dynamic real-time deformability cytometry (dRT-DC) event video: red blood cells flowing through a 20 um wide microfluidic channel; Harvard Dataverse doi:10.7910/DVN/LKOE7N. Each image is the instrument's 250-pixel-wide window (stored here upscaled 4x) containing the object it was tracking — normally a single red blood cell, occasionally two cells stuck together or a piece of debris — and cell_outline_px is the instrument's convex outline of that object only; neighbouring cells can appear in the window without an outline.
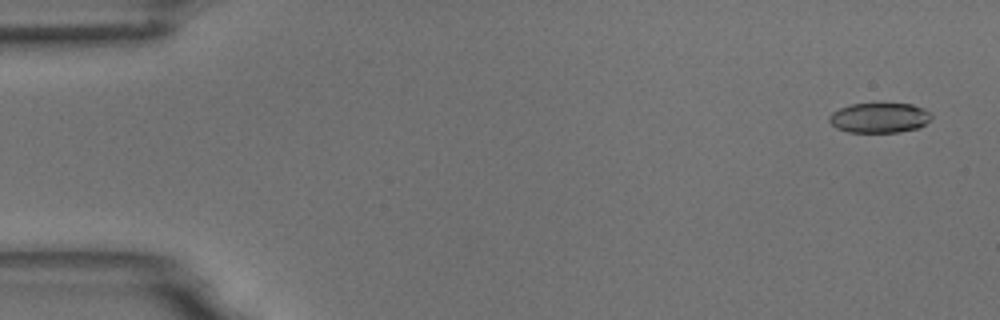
{"species": "common noctule bat (a hibernating species)", "species_latin": "Nyctalus noctula", "temperature_condition": "room temperature", "stored_images_in_passage": 55, "camera_frame_rate_fps": 3000, "um_per_image_px": 0.085, "animal": {"sex": "male", "body_mass_g": 18.8}, "frame": {"image": 1, "passage_image": 3, "time_ms": 0.667, "image_size_px": [1000, 320], "cell_outline_px": [[932, 116], [920, 128], [900, 132], [848, 132], [836, 128], [828, 120], [828, 116], [832, 112], [848, 104], [912, 104], [924, 108]], "centroid_in_image_um": [74.72, 10.02], "position_along_channel_um": 10.3, "area_um2": 17.86}}
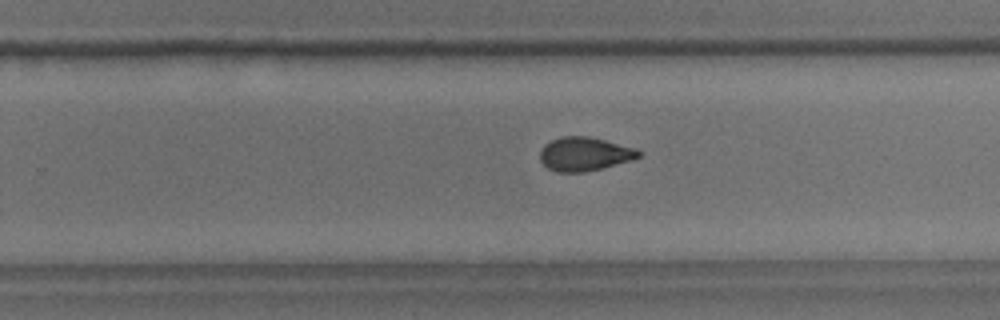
{"frame": {"image": 2, "passage_image": 35, "time_ms": 11.333, "image_size_px": [1000, 320], "cell_outline_px": [[640, 156], [632, 160], [584, 172], [556, 172], [548, 168], [540, 160], [540, 152], [544, 144], [560, 136], [588, 136], [636, 148], [640, 152]], "centroid_in_image_um": [49.66, 13.08], "position_along_channel_um": 280.1, "area_um2": 19.25}}
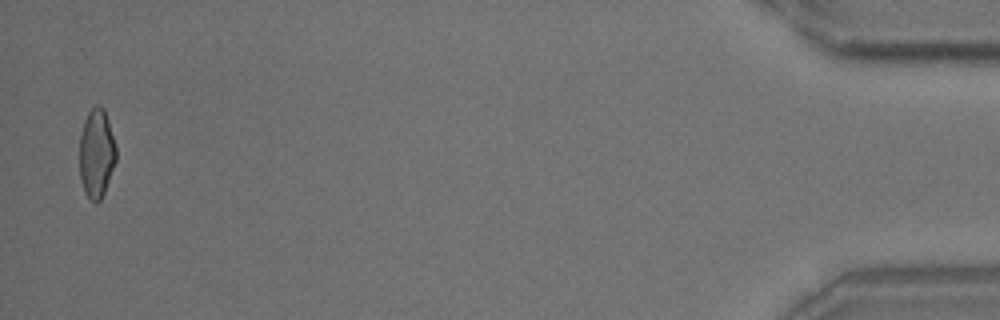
{"frame": {"image": 3, "passage_image": 54, "time_ms": 17.667, "image_size_px": [1000, 320], "cell_outline_px": [[116, 160], [104, 192], [100, 200], [96, 204], [84, 192], [80, 176], [80, 132], [84, 120], [88, 112], [96, 104], [100, 104], [104, 108], [108, 120], [116, 148]], "centroid_in_image_um": [8.19, 13.01], "position_along_channel_um": 427.0, "area_um2": 18.9}, "authors_computed_cell_mechanics": {"area_um2": 19.3052, "velocity_mm_per_s": 3.7247, "shape_relaxation_time_tau1_ms": 6.9092, "shape_relaxation_time_tau2_ms": 2.0196, "deformation_change_tau1": 0.1715, "deformation_change_tau2": 0.0801}}